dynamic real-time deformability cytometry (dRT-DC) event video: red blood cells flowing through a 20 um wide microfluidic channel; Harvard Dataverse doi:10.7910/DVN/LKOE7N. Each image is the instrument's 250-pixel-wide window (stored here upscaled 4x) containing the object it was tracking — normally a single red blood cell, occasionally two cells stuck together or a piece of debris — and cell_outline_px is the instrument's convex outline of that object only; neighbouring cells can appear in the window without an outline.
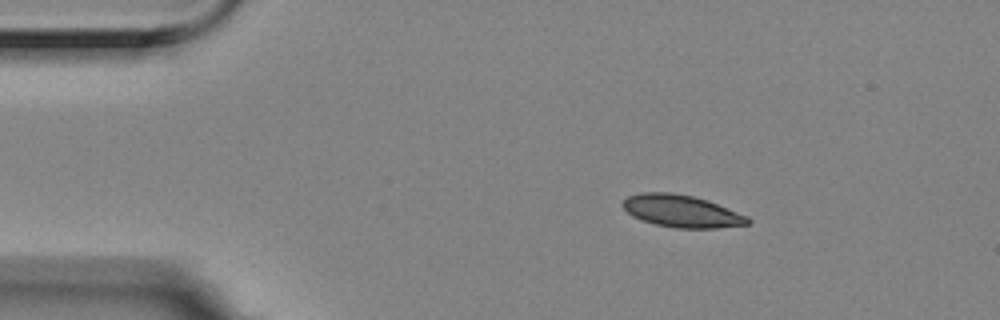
{"species": "Egyptian fruit bat (a non-hibernating species)", "species_latin": "Rousettus aegyptiacus", "temperature_condition": "room temperature", "stored_images_in_passage": 3, "camera_frame_rate_fps": 3000, "um_per_image_px": 0.085, "animal": {"sex": "female"}, "frame": {"image": 1, "passage_image": 1, "time_ms": 0.0, "image_size_px": [1000, 320], "cell_outline_px": [[752, 220], [748, 224], [716, 228], [676, 228], [656, 224], [632, 216], [620, 204], [628, 196], [640, 192], [672, 192], [692, 196], [708, 200], [748, 216]], "centroid_in_image_um": [57.94, 17.94], "position_along_channel_um": 27.1, "area_um2": 23.47}}